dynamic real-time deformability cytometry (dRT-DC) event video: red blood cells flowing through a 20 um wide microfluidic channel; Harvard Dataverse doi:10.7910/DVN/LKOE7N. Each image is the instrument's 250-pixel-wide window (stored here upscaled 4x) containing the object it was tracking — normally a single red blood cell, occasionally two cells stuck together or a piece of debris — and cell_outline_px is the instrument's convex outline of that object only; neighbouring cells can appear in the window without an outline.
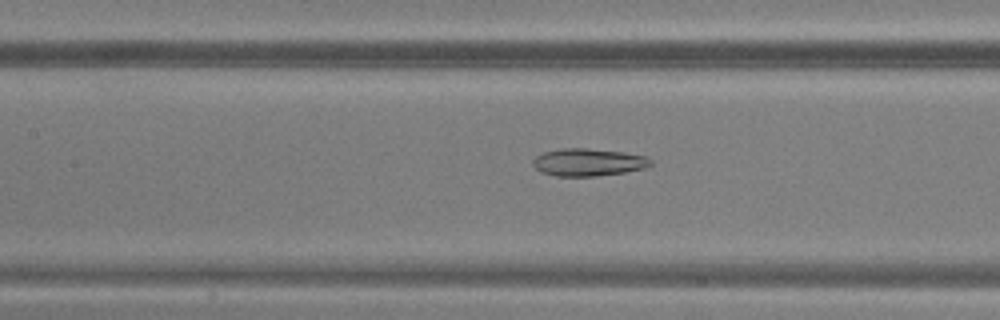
{"species": "common noctule bat (a hibernating species)", "species_latin": "Nyctalus noctula", "temperature_condition": "warm", "stored_images_in_passage": 47, "camera_frame_rate_fps": 3000, "um_per_image_px": 0.085, "animal": {"sex": "male", "body_mass_g": 20.5, "forearm_length_mm": 52.5}, "frame": {"image": 1, "passage_image": 22, "time_ms": 7.0, "image_size_px": [1000, 320], "cell_outline_px": [[652, 164], [644, 168], [624, 172], [596, 176], [556, 176], [540, 172], [532, 164], [532, 160], [536, 156], [544, 152], [560, 148], [584, 148], [624, 152], [648, 156], [652, 160]], "centroid_in_image_um": [50.0, 13.79], "position_along_channel_um": 157.4, "area_um2": 18.96}}
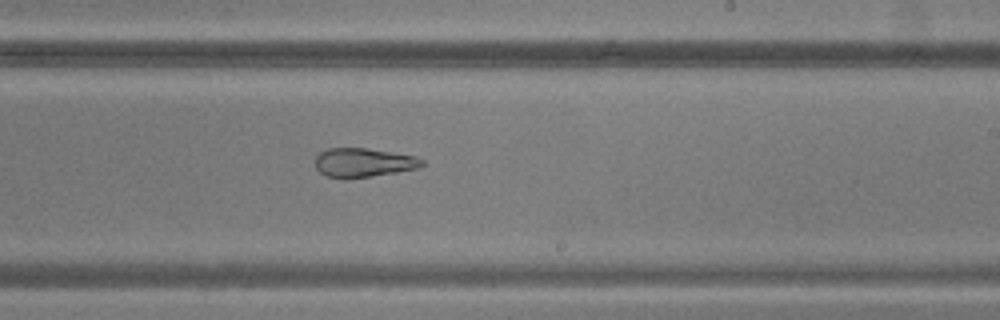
{"frame": {"image": 2, "passage_image": 29, "time_ms": 9.333, "image_size_px": [1000, 320], "cell_outline_px": [[424, 164], [416, 168], [396, 172], [344, 180], [328, 176], [320, 172], [316, 168], [316, 156], [320, 152], [328, 148], [368, 148], [416, 156], [424, 160]], "centroid_in_image_um": [30.87, 13.82], "position_along_channel_um": 258.1, "area_um2": 18.09}}
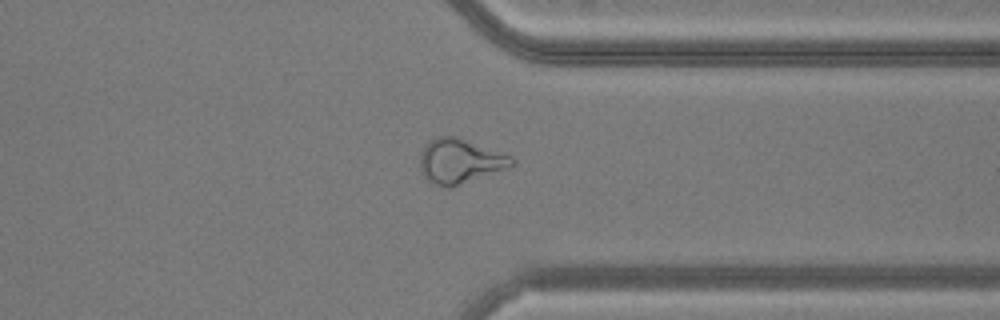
{"frame": {"image": 3, "passage_image": 37, "time_ms": 12.0, "image_size_px": [1000, 320], "cell_outline_px": [[516, 164], [512, 168], [452, 188], [448, 188], [436, 184], [428, 180], [424, 176], [420, 168], [420, 152], [424, 144], [428, 140], [436, 136], [460, 136], [512, 156], [516, 160]], "centroid_in_image_um": [39.15, 13.69], "position_along_channel_um": 372.3, "area_um2": 24.8}}